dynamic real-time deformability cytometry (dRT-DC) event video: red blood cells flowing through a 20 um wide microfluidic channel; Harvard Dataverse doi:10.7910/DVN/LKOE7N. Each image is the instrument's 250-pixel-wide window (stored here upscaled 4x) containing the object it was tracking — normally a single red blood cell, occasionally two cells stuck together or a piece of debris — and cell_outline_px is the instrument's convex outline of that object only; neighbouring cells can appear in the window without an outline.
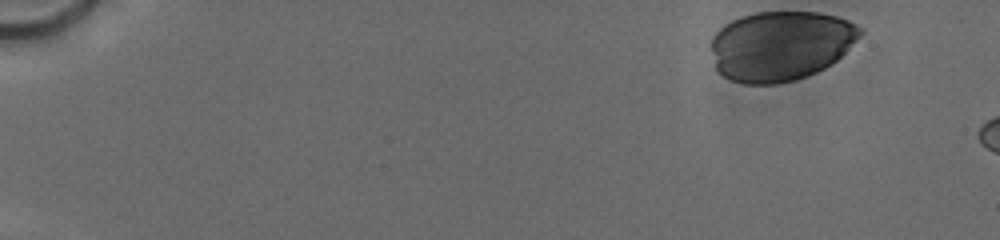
{"species": "human", "species_latin": "Homo sapiens", "temperature_condition": "cold", "stored_images_in_passage": 11, "camera_frame_rate_fps": 3000, "um_per_image_px": 0.085, "donor": {"sex": "male"}, "frame": {"image": 1, "passage_image": 1, "time_ms": 0.0, "image_size_px": [1000, 240], "cell_outline_px": [[864, 32], [836, 60], [824, 68], [816, 72], [792, 80], [776, 84], [744, 84], [732, 80], [724, 76], [716, 68], [712, 48], [712, 36], [724, 24], [732, 20], [756, 12], [816, 12], [836, 16], [848, 20], [856, 24]], "centroid_in_image_um": [66.35, 3.87], "position_along_channel_um": 18.7, "area_um2": 60.11}}